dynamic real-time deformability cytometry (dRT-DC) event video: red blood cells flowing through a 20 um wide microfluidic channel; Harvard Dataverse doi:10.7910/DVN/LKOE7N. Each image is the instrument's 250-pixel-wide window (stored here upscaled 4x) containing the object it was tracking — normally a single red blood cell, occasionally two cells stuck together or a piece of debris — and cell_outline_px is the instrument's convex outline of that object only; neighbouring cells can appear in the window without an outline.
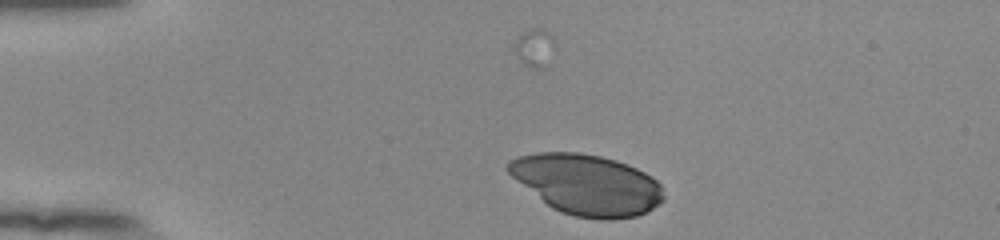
{"species": "human", "species_latin": "Homo sapiens", "temperature_condition": "room temperature", "stored_images_in_passage": 45, "camera_frame_rate_fps": 3000, "um_per_image_px": 0.085, "donor": {"sex": "female"}, "frame": {"image": 1, "passage_image": 1, "time_ms": 0.0, "image_size_px": [1000, 240], "cell_outline_px": [[664, 200], [660, 204], [636, 216], [612, 220], [600, 220], [576, 216], [560, 212], [552, 208], [516, 180], [504, 168], [508, 160], [520, 156], [536, 152], [580, 152], [600, 156], [616, 160], [628, 164], [652, 176], [660, 184], [664, 196]], "centroid_in_image_um": [49.88, 15.68], "position_along_channel_um": 35.1, "area_um2": 54.85}}